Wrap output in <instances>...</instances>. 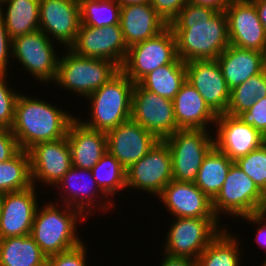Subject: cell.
Returning <instances> with one entry per match:
<instances>
[{"instance_id": "6da1fadb", "label": "cell", "mask_w": 266, "mask_h": 266, "mask_svg": "<svg viewBox=\"0 0 266 266\" xmlns=\"http://www.w3.org/2000/svg\"><path fill=\"white\" fill-rule=\"evenodd\" d=\"M169 26L185 63L215 60L230 45L225 11L188 2Z\"/></svg>"}, {"instance_id": "7a4b0ae2", "label": "cell", "mask_w": 266, "mask_h": 266, "mask_svg": "<svg viewBox=\"0 0 266 266\" xmlns=\"http://www.w3.org/2000/svg\"><path fill=\"white\" fill-rule=\"evenodd\" d=\"M75 119L66 111L48 102L19 94L15 104L14 122L10 128L20 149L28 151L39 142L65 137Z\"/></svg>"}, {"instance_id": "3957f363", "label": "cell", "mask_w": 266, "mask_h": 266, "mask_svg": "<svg viewBox=\"0 0 266 266\" xmlns=\"http://www.w3.org/2000/svg\"><path fill=\"white\" fill-rule=\"evenodd\" d=\"M42 208H37L30 235L47 257L82 243L76 234V222L88 217L70 206H64L60 211L54 203H49Z\"/></svg>"}, {"instance_id": "277c9868", "label": "cell", "mask_w": 266, "mask_h": 266, "mask_svg": "<svg viewBox=\"0 0 266 266\" xmlns=\"http://www.w3.org/2000/svg\"><path fill=\"white\" fill-rule=\"evenodd\" d=\"M134 83L120 70L107 83L91 93L90 121L86 127L107 132L131 119L132 92Z\"/></svg>"}, {"instance_id": "5b68a950", "label": "cell", "mask_w": 266, "mask_h": 266, "mask_svg": "<svg viewBox=\"0 0 266 266\" xmlns=\"http://www.w3.org/2000/svg\"><path fill=\"white\" fill-rule=\"evenodd\" d=\"M58 60L56 85L63 86L79 96L88 97L113 78L120 68L105 59L82 57L67 49Z\"/></svg>"}, {"instance_id": "8992f818", "label": "cell", "mask_w": 266, "mask_h": 266, "mask_svg": "<svg viewBox=\"0 0 266 266\" xmlns=\"http://www.w3.org/2000/svg\"><path fill=\"white\" fill-rule=\"evenodd\" d=\"M212 208L218 219L221 211L241 218L266 210V197L234 162L220 192L212 200Z\"/></svg>"}, {"instance_id": "52a82bcc", "label": "cell", "mask_w": 266, "mask_h": 266, "mask_svg": "<svg viewBox=\"0 0 266 266\" xmlns=\"http://www.w3.org/2000/svg\"><path fill=\"white\" fill-rule=\"evenodd\" d=\"M176 38L168 25L158 35L128 47L120 70L134 83H139L157 68L177 58Z\"/></svg>"}, {"instance_id": "ba28073f", "label": "cell", "mask_w": 266, "mask_h": 266, "mask_svg": "<svg viewBox=\"0 0 266 266\" xmlns=\"http://www.w3.org/2000/svg\"><path fill=\"white\" fill-rule=\"evenodd\" d=\"M207 129L178 130L163 139L172 157L173 180L194 183L205 156L214 147Z\"/></svg>"}, {"instance_id": "9c48e42d", "label": "cell", "mask_w": 266, "mask_h": 266, "mask_svg": "<svg viewBox=\"0 0 266 266\" xmlns=\"http://www.w3.org/2000/svg\"><path fill=\"white\" fill-rule=\"evenodd\" d=\"M167 232L165 254L197 260L210 242L224 229L218 218H175Z\"/></svg>"}, {"instance_id": "30bf717a", "label": "cell", "mask_w": 266, "mask_h": 266, "mask_svg": "<svg viewBox=\"0 0 266 266\" xmlns=\"http://www.w3.org/2000/svg\"><path fill=\"white\" fill-rule=\"evenodd\" d=\"M131 119L163 140L176 131L173 100L144 89L139 83L132 92Z\"/></svg>"}, {"instance_id": "8fae6325", "label": "cell", "mask_w": 266, "mask_h": 266, "mask_svg": "<svg viewBox=\"0 0 266 266\" xmlns=\"http://www.w3.org/2000/svg\"><path fill=\"white\" fill-rule=\"evenodd\" d=\"M52 40L41 30L12 39V54L37 80L54 82L57 76L58 57ZM39 78V79H38ZM53 80V81H52Z\"/></svg>"}, {"instance_id": "7c38bea8", "label": "cell", "mask_w": 266, "mask_h": 266, "mask_svg": "<svg viewBox=\"0 0 266 266\" xmlns=\"http://www.w3.org/2000/svg\"><path fill=\"white\" fill-rule=\"evenodd\" d=\"M172 180V157L163 140H159L144 157L126 169V188H140L157 196Z\"/></svg>"}, {"instance_id": "4fadbf2b", "label": "cell", "mask_w": 266, "mask_h": 266, "mask_svg": "<svg viewBox=\"0 0 266 266\" xmlns=\"http://www.w3.org/2000/svg\"><path fill=\"white\" fill-rule=\"evenodd\" d=\"M69 49L82 57L109 60L119 68L128 51L120 24L100 28L80 24L76 40Z\"/></svg>"}, {"instance_id": "5bb4252c", "label": "cell", "mask_w": 266, "mask_h": 266, "mask_svg": "<svg viewBox=\"0 0 266 266\" xmlns=\"http://www.w3.org/2000/svg\"><path fill=\"white\" fill-rule=\"evenodd\" d=\"M225 14L230 45L266 54V30L252 0H229Z\"/></svg>"}, {"instance_id": "9a60e30c", "label": "cell", "mask_w": 266, "mask_h": 266, "mask_svg": "<svg viewBox=\"0 0 266 266\" xmlns=\"http://www.w3.org/2000/svg\"><path fill=\"white\" fill-rule=\"evenodd\" d=\"M80 24L79 0H40L39 30L67 49L74 44Z\"/></svg>"}, {"instance_id": "2e32d148", "label": "cell", "mask_w": 266, "mask_h": 266, "mask_svg": "<svg viewBox=\"0 0 266 266\" xmlns=\"http://www.w3.org/2000/svg\"><path fill=\"white\" fill-rule=\"evenodd\" d=\"M186 80L217 115L226 113L231 90L217 59L186 62Z\"/></svg>"}, {"instance_id": "e0dca14e", "label": "cell", "mask_w": 266, "mask_h": 266, "mask_svg": "<svg viewBox=\"0 0 266 266\" xmlns=\"http://www.w3.org/2000/svg\"><path fill=\"white\" fill-rule=\"evenodd\" d=\"M31 179L43 181L53 186L63 178L72 167L70 146L67 136L47 142H39L29 150ZM35 182V183H34Z\"/></svg>"}, {"instance_id": "ac0fdd59", "label": "cell", "mask_w": 266, "mask_h": 266, "mask_svg": "<svg viewBox=\"0 0 266 266\" xmlns=\"http://www.w3.org/2000/svg\"><path fill=\"white\" fill-rule=\"evenodd\" d=\"M215 125L217 135L214 146L233 162L266 142V137L260 131L245 124L237 116L219 114Z\"/></svg>"}, {"instance_id": "d6986e66", "label": "cell", "mask_w": 266, "mask_h": 266, "mask_svg": "<svg viewBox=\"0 0 266 266\" xmlns=\"http://www.w3.org/2000/svg\"><path fill=\"white\" fill-rule=\"evenodd\" d=\"M106 136L108 151L125 169L144 157L159 141L132 119L107 131Z\"/></svg>"}, {"instance_id": "ffe728a7", "label": "cell", "mask_w": 266, "mask_h": 266, "mask_svg": "<svg viewBox=\"0 0 266 266\" xmlns=\"http://www.w3.org/2000/svg\"><path fill=\"white\" fill-rule=\"evenodd\" d=\"M36 187L2 194L0 239L30 235L38 208Z\"/></svg>"}, {"instance_id": "44dd1931", "label": "cell", "mask_w": 266, "mask_h": 266, "mask_svg": "<svg viewBox=\"0 0 266 266\" xmlns=\"http://www.w3.org/2000/svg\"><path fill=\"white\" fill-rule=\"evenodd\" d=\"M158 197L175 218H217L212 200L195 183L172 180Z\"/></svg>"}, {"instance_id": "7402d4cb", "label": "cell", "mask_w": 266, "mask_h": 266, "mask_svg": "<svg viewBox=\"0 0 266 266\" xmlns=\"http://www.w3.org/2000/svg\"><path fill=\"white\" fill-rule=\"evenodd\" d=\"M76 117L69 126L67 139L73 167L91 170L108 151L106 132L86 127Z\"/></svg>"}, {"instance_id": "603a6c76", "label": "cell", "mask_w": 266, "mask_h": 266, "mask_svg": "<svg viewBox=\"0 0 266 266\" xmlns=\"http://www.w3.org/2000/svg\"><path fill=\"white\" fill-rule=\"evenodd\" d=\"M119 24L127 47L158 35L168 26L151 4L121 7Z\"/></svg>"}, {"instance_id": "cb8c5ba5", "label": "cell", "mask_w": 266, "mask_h": 266, "mask_svg": "<svg viewBox=\"0 0 266 266\" xmlns=\"http://www.w3.org/2000/svg\"><path fill=\"white\" fill-rule=\"evenodd\" d=\"M230 90L266 68V54L229 45L217 58Z\"/></svg>"}, {"instance_id": "d4e9b609", "label": "cell", "mask_w": 266, "mask_h": 266, "mask_svg": "<svg viewBox=\"0 0 266 266\" xmlns=\"http://www.w3.org/2000/svg\"><path fill=\"white\" fill-rule=\"evenodd\" d=\"M173 105L180 130L206 129L210 122L215 124L218 116L187 80L174 97Z\"/></svg>"}, {"instance_id": "484cf974", "label": "cell", "mask_w": 266, "mask_h": 266, "mask_svg": "<svg viewBox=\"0 0 266 266\" xmlns=\"http://www.w3.org/2000/svg\"><path fill=\"white\" fill-rule=\"evenodd\" d=\"M79 171H80V173L81 172L85 173L86 176L89 175L88 179L89 178H90V180L92 179L91 183H89V181H87L89 183V185H88V183L82 185V182L83 183H85V182H84V180H82V179H84L82 176L83 174L82 175L80 174L82 179L80 178V175H77V174H79ZM80 182H81V184H80ZM60 185H62L65 188L64 190L66 192V195L68 192H70L72 194V195H70L68 193V195L66 197H63V198H65V200H63L62 202L66 206H70L71 208H75V209L79 210L82 214H84L85 217H87V215L91 212V210L93 208L92 203H93V205L95 203H98V201L96 202V200H94V198L92 199V197H94L95 194H97L99 192V193L103 194L102 196L104 198H106V197L109 198L97 185V182L93 178L91 170L81 169V168H77V167L72 166L70 168V170L63 176V178L56 184L55 187L58 188ZM66 185H67V187H66ZM96 188L98 189V192L95 191V190H97ZM88 190H90V191H88ZM91 190H93V191H91Z\"/></svg>"}, {"instance_id": "4316f807", "label": "cell", "mask_w": 266, "mask_h": 266, "mask_svg": "<svg viewBox=\"0 0 266 266\" xmlns=\"http://www.w3.org/2000/svg\"><path fill=\"white\" fill-rule=\"evenodd\" d=\"M47 258L31 235L0 239V266H46Z\"/></svg>"}, {"instance_id": "83f0119b", "label": "cell", "mask_w": 266, "mask_h": 266, "mask_svg": "<svg viewBox=\"0 0 266 266\" xmlns=\"http://www.w3.org/2000/svg\"><path fill=\"white\" fill-rule=\"evenodd\" d=\"M3 4L7 5L6 13L0 7V14L12 39L39 30L40 0H8Z\"/></svg>"}, {"instance_id": "f1b7e54d", "label": "cell", "mask_w": 266, "mask_h": 266, "mask_svg": "<svg viewBox=\"0 0 266 266\" xmlns=\"http://www.w3.org/2000/svg\"><path fill=\"white\" fill-rule=\"evenodd\" d=\"M186 81V63L177 57L146 75L139 84L146 90L173 100Z\"/></svg>"}, {"instance_id": "f546056e", "label": "cell", "mask_w": 266, "mask_h": 266, "mask_svg": "<svg viewBox=\"0 0 266 266\" xmlns=\"http://www.w3.org/2000/svg\"><path fill=\"white\" fill-rule=\"evenodd\" d=\"M233 163L214 146L205 156L194 183L213 200L220 192Z\"/></svg>"}, {"instance_id": "4dcf8cb0", "label": "cell", "mask_w": 266, "mask_h": 266, "mask_svg": "<svg viewBox=\"0 0 266 266\" xmlns=\"http://www.w3.org/2000/svg\"><path fill=\"white\" fill-rule=\"evenodd\" d=\"M30 155L20 149L11 159L0 163V194L32 187Z\"/></svg>"}, {"instance_id": "1f68e13d", "label": "cell", "mask_w": 266, "mask_h": 266, "mask_svg": "<svg viewBox=\"0 0 266 266\" xmlns=\"http://www.w3.org/2000/svg\"><path fill=\"white\" fill-rule=\"evenodd\" d=\"M236 236L223 229L197 258V266H239L240 248Z\"/></svg>"}, {"instance_id": "d6a6232c", "label": "cell", "mask_w": 266, "mask_h": 266, "mask_svg": "<svg viewBox=\"0 0 266 266\" xmlns=\"http://www.w3.org/2000/svg\"><path fill=\"white\" fill-rule=\"evenodd\" d=\"M264 97H266V68L230 91V101L226 113L238 116L240 113L248 111L256 100Z\"/></svg>"}, {"instance_id": "836d02e7", "label": "cell", "mask_w": 266, "mask_h": 266, "mask_svg": "<svg viewBox=\"0 0 266 266\" xmlns=\"http://www.w3.org/2000/svg\"><path fill=\"white\" fill-rule=\"evenodd\" d=\"M99 188L107 195L114 196L118 190L126 188V169L107 151L91 169Z\"/></svg>"}, {"instance_id": "e575fe53", "label": "cell", "mask_w": 266, "mask_h": 266, "mask_svg": "<svg viewBox=\"0 0 266 266\" xmlns=\"http://www.w3.org/2000/svg\"><path fill=\"white\" fill-rule=\"evenodd\" d=\"M81 24L94 28L119 24L121 7L114 0H79Z\"/></svg>"}, {"instance_id": "d590c367", "label": "cell", "mask_w": 266, "mask_h": 266, "mask_svg": "<svg viewBox=\"0 0 266 266\" xmlns=\"http://www.w3.org/2000/svg\"><path fill=\"white\" fill-rule=\"evenodd\" d=\"M257 187L266 193V142L244 157L235 161Z\"/></svg>"}, {"instance_id": "8d00e7d4", "label": "cell", "mask_w": 266, "mask_h": 266, "mask_svg": "<svg viewBox=\"0 0 266 266\" xmlns=\"http://www.w3.org/2000/svg\"><path fill=\"white\" fill-rule=\"evenodd\" d=\"M6 74L0 73V125L10 129L14 122L15 104L19 92L7 86Z\"/></svg>"}, {"instance_id": "74e56055", "label": "cell", "mask_w": 266, "mask_h": 266, "mask_svg": "<svg viewBox=\"0 0 266 266\" xmlns=\"http://www.w3.org/2000/svg\"><path fill=\"white\" fill-rule=\"evenodd\" d=\"M82 242L68 251L48 256L46 266H86V249Z\"/></svg>"}, {"instance_id": "f35d334b", "label": "cell", "mask_w": 266, "mask_h": 266, "mask_svg": "<svg viewBox=\"0 0 266 266\" xmlns=\"http://www.w3.org/2000/svg\"><path fill=\"white\" fill-rule=\"evenodd\" d=\"M237 117L266 137V97L256 100L248 111L240 113Z\"/></svg>"}, {"instance_id": "ab89813d", "label": "cell", "mask_w": 266, "mask_h": 266, "mask_svg": "<svg viewBox=\"0 0 266 266\" xmlns=\"http://www.w3.org/2000/svg\"><path fill=\"white\" fill-rule=\"evenodd\" d=\"M188 2L189 0H150L151 6L168 25Z\"/></svg>"}, {"instance_id": "60d3db41", "label": "cell", "mask_w": 266, "mask_h": 266, "mask_svg": "<svg viewBox=\"0 0 266 266\" xmlns=\"http://www.w3.org/2000/svg\"><path fill=\"white\" fill-rule=\"evenodd\" d=\"M19 150L17 139L11 130L4 128L0 132V163L11 159Z\"/></svg>"}, {"instance_id": "b9f144b4", "label": "cell", "mask_w": 266, "mask_h": 266, "mask_svg": "<svg viewBox=\"0 0 266 266\" xmlns=\"http://www.w3.org/2000/svg\"><path fill=\"white\" fill-rule=\"evenodd\" d=\"M10 53H12V38L9 36L4 19L0 14V73L8 72L7 64Z\"/></svg>"}, {"instance_id": "7bdbcfd3", "label": "cell", "mask_w": 266, "mask_h": 266, "mask_svg": "<svg viewBox=\"0 0 266 266\" xmlns=\"http://www.w3.org/2000/svg\"><path fill=\"white\" fill-rule=\"evenodd\" d=\"M265 216H266V210H262L254 214L244 216L242 217V219H245L246 221L252 222L254 224L259 223L261 225L262 222L264 223L262 224L263 226L258 227L257 236L255 237L256 238L255 240L257 243L260 244V246L262 245L266 250V224H265L266 222H264L266 220Z\"/></svg>"}, {"instance_id": "ee69618b", "label": "cell", "mask_w": 266, "mask_h": 266, "mask_svg": "<svg viewBox=\"0 0 266 266\" xmlns=\"http://www.w3.org/2000/svg\"><path fill=\"white\" fill-rule=\"evenodd\" d=\"M161 266H197L196 260L165 254Z\"/></svg>"}, {"instance_id": "f6af8a7d", "label": "cell", "mask_w": 266, "mask_h": 266, "mask_svg": "<svg viewBox=\"0 0 266 266\" xmlns=\"http://www.w3.org/2000/svg\"><path fill=\"white\" fill-rule=\"evenodd\" d=\"M190 3L211 7L217 11H225L229 0H189Z\"/></svg>"}, {"instance_id": "bcb514c9", "label": "cell", "mask_w": 266, "mask_h": 266, "mask_svg": "<svg viewBox=\"0 0 266 266\" xmlns=\"http://www.w3.org/2000/svg\"><path fill=\"white\" fill-rule=\"evenodd\" d=\"M257 10L259 19L266 30V0H252Z\"/></svg>"}, {"instance_id": "7dc6e473", "label": "cell", "mask_w": 266, "mask_h": 266, "mask_svg": "<svg viewBox=\"0 0 266 266\" xmlns=\"http://www.w3.org/2000/svg\"><path fill=\"white\" fill-rule=\"evenodd\" d=\"M120 7L138 4H150V0H114Z\"/></svg>"}, {"instance_id": "c3c4849f", "label": "cell", "mask_w": 266, "mask_h": 266, "mask_svg": "<svg viewBox=\"0 0 266 266\" xmlns=\"http://www.w3.org/2000/svg\"><path fill=\"white\" fill-rule=\"evenodd\" d=\"M1 215H2V194H0V220H1Z\"/></svg>"}, {"instance_id": "681fc988", "label": "cell", "mask_w": 266, "mask_h": 266, "mask_svg": "<svg viewBox=\"0 0 266 266\" xmlns=\"http://www.w3.org/2000/svg\"><path fill=\"white\" fill-rule=\"evenodd\" d=\"M8 0H0V7L2 6L3 3L7 2Z\"/></svg>"}, {"instance_id": "f907efd6", "label": "cell", "mask_w": 266, "mask_h": 266, "mask_svg": "<svg viewBox=\"0 0 266 266\" xmlns=\"http://www.w3.org/2000/svg\"><path fill=\"white\" fill-rule=\"evenodd\" d=\"M3 129H4V127H2V126L0 125V132H1Z\"/></svg>"}]
</instances>
